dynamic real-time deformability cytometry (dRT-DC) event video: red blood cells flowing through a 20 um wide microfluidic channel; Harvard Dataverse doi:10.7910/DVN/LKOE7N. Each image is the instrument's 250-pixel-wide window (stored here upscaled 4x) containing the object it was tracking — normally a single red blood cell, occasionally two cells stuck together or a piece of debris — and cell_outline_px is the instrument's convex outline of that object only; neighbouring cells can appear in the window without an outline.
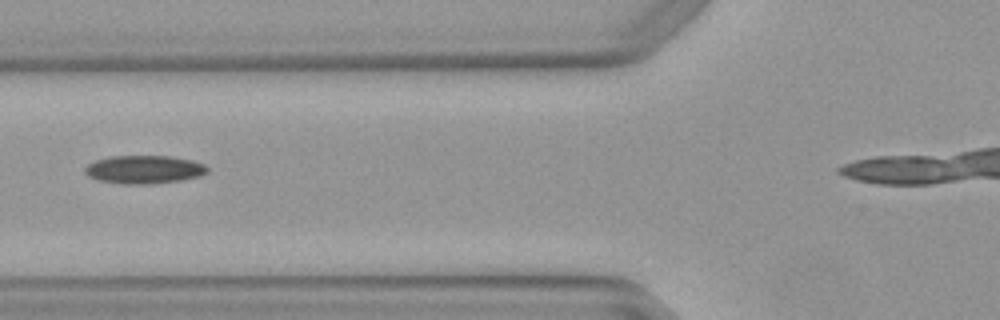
{"species": "Egyptian fruit bat (a non-hibernating species)", "species_latin": "Rousettus aegyptiacus", "temperature_condition": "warm", "stored_images_in_passage": 6, "camera_frame_rate_fps": 3000, "um_per_image_px": 0.085, "animal": {"sex": "female"}, "frame": {"image": 1, "passage_image": 2, "time_ms": 0.333, "image_size_px": [1000, 320], "cell_outline_px": [[208, 172], [200, 176], [180, 180], [152, 184], [124, 184], [96, 180], [88, 176], [84, 172], [84, 168], [88, 164], [96, 160], [112, 156], [168, 156], [192, 160], [204, 164], [208, 168]], "centroid_in_image_um": [12.24, 14.41], "position_along_channel_um": 113.6, "area_um2": 20.17}}